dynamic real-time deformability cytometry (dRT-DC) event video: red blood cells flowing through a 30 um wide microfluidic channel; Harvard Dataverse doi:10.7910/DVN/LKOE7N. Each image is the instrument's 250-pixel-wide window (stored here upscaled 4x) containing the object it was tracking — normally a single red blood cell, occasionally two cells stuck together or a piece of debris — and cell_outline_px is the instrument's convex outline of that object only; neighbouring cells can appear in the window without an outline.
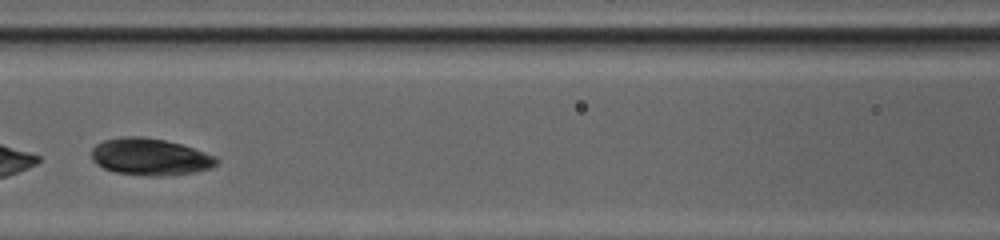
{"species": "common noctule bat (a hibernating species)", "species_latin": "Nyctalus noctula", "temperature_condition": "cold", "stored_images_in_passage": 29, "camera_frame_rate_fps": 3000, "um_per_image_px": 0.085, "animal": {"sex": "female", "body_mass_g": 20.0, "forearm_length_mm": 54.0}, "frame": {"image": 1, "passage_image": 9, "time_ms": 2.667, "image_size_px": [1000, 240], "cell_outline_px": [[220, 164], [212, 168], [196, 172], [168, 176], [148, 176], [116, 172], [104, 168], [96, 164], [92, 160], [92, 148], [96, 144], [104, 140], [124, 136], [140, 136], [164, 140], [180, 144], [216, 156], [220, 160]], "centroid_in_image_um": [12.79, 13.34], "position_along_channel_um": 153.8, "area_um2": 27.11}, "authors_computed_cell_mechanics": {"area_um2": 28.4376, "velocity_mm_per_s": 4.1339, "shape_relaxation_time_tau1_ms": 0.029, "shape_relaxation_time_tau2_ms": null, "deformation_change_tau1": 0.2002, "deformation_change_tau2": null}}